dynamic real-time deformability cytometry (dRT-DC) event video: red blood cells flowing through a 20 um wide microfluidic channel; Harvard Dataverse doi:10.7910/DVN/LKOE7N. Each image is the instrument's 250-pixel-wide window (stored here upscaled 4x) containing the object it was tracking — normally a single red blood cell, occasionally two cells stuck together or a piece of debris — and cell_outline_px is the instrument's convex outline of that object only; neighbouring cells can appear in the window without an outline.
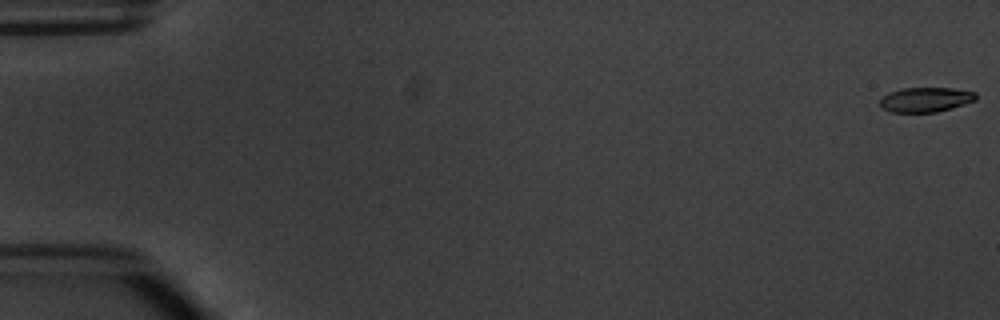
{"species": "common noctule bat (a hibernating species)", "species_latin": "Nyctalus noctula", "temperature_condition": "warm", "stored_images_in_passage": 6, "camera_frame_rate_fps": 3000, "um_per_image_px": 0.085, "animal": {"sex": "male", "body_mass_g": 20.1, "forearm_length_mm": 53.5}, "frame": {"image": 1, "passage_image": 1, "time_ms": 0.0, "image_size_px": [1000, 320], "cell_outline_px": [[976, 100], [964, 104], [936, 112], [892, 112], [884, 108], [880, 104], [880, 100], [888, 92], [900, 88], [952, 88], [976, 92]], "centroid_in_image_um": [78.68, 8.46], "position_along_channel_um": 6.3, "area_um2": 13.7}}
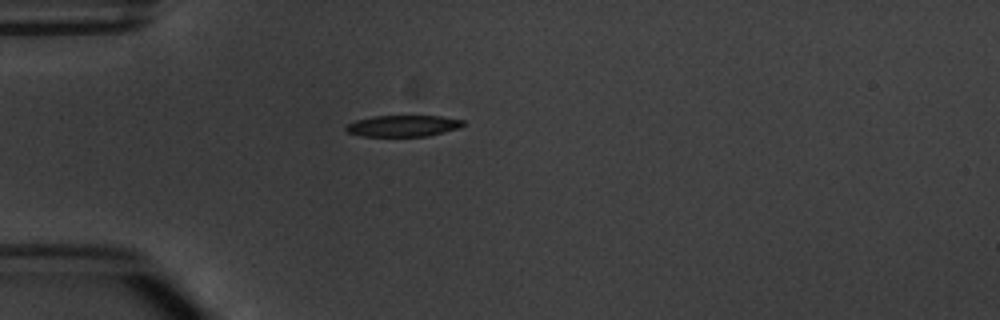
{"frame": {"image": 2, "passage_image": 5, "time_ms": 5.0, "image_size_px": [1000, 320], "cell_outline_px": [[464, 124], [460, 128], [428, 136], [360, 136], [348, 132], [344, 128], [348, 124], [356, 120], [372, 116], [440, 116], [464, 120]], "centroid_in_image_um": [34.27, 10.7], "position_along_channel_um": 50.7, "area_um2": 14.57}}